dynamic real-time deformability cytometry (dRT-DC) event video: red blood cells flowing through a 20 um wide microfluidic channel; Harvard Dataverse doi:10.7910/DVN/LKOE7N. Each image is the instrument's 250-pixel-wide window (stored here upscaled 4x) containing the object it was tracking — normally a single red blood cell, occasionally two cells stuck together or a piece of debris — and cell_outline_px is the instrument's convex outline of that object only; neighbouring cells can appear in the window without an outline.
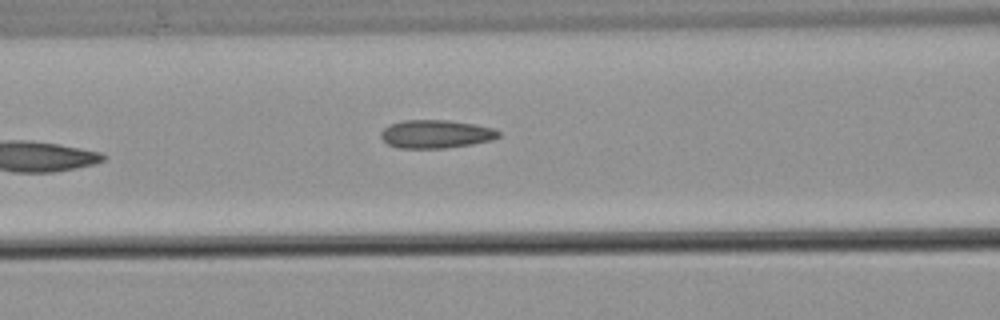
{"species": "common noctule bat (a hibernating species)", "species_latin": "Nyctalus noctula", "temperature_condition": "warm", "stored_images_in_passage": 7, "camera_frame_rate_fps": 3000, "um_per_image_px": 0.085, "animal": {"sex": "male", "body_mass_g": 21.5, "forearm_length_mm": 52.0}, "frame": {"image": 1, "passage_image": 7, "time_ms": 8.0, "image_size_px": [1000, 320], "cell_outline_px": [[500, 136], [492, 140], [472, 144], [444, 148], [396, 148], [388, 144], [380, 136], [380, 132], [388, 124], [404, 120], [448, 120], [472, 124], [492, 128], [500, 132]], "centroid_in_image_um": [37.01, 11.39], "position_along_channel_um": 129.6, "area_um2": 19.36}}